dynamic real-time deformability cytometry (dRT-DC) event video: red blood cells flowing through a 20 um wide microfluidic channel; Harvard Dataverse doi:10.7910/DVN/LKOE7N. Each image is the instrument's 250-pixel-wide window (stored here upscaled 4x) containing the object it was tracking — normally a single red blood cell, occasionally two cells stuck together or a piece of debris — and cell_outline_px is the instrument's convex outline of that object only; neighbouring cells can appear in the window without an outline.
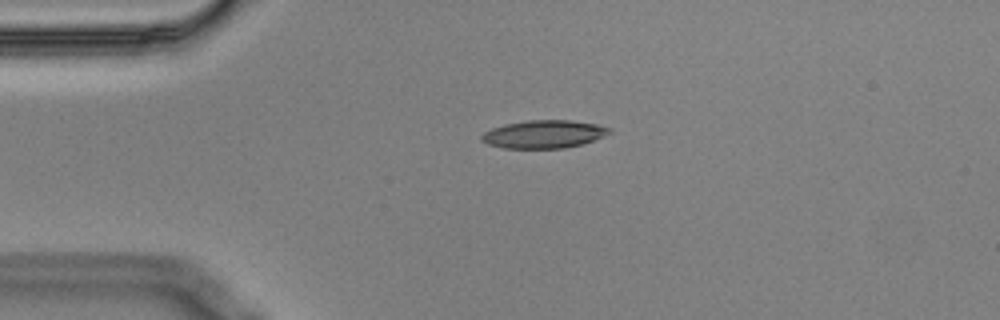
{"species": "Egyptian fruit bat (a non-hibernating species)", "species_latin": "Rousettus aegyptiacus", "temperature_condition": "cold", "stored_images_in_passage": 44, "camera_frame_rate_fps": 3000, "um_per_image_px": 0.085, "animal": {"sex": "male"}, "frame": {"image": 1, "passage_image": 1, "time_ms": 0.0, "image_size_px": [1000, 320], "cell_outline_px": [[612, 132], [604, 136], [580, 144], [564, 148], [504, 148], [488, 144], [480, 140], [480, 136], [484, 132], [492, 128], [504, 124], [528, 120], [568, 120], [596, 124], [612, 128]], "centroid_in_image_um": [46.2, 11.4], "position_along_channel_um": 38.8, "area_um2": 20.75}}
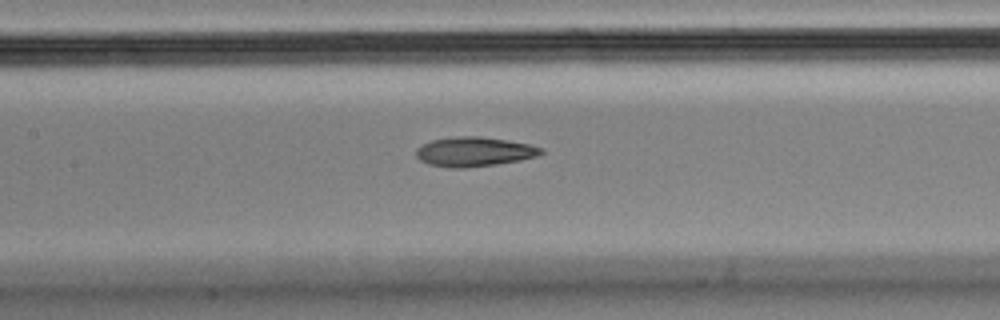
{"frame": {"image": 2, "passage_image": 14, "time_ms": 4.333, "image_size_px": [1000, 320], "cell_outline_px": [[544, 152], [536, 156], [520, 160], [496, 164], [464, 168], [452, 168], [428, 164], [420, 160], [416, 156], [416, 148], [432, 140], [456, 136], [480, 136], [508, 140], [528, 144], [544, 148]], "centroid_in_image_um": [40.3, 12.89], "position_along_channel_um": 167.1, "area_um2": 21.44}}
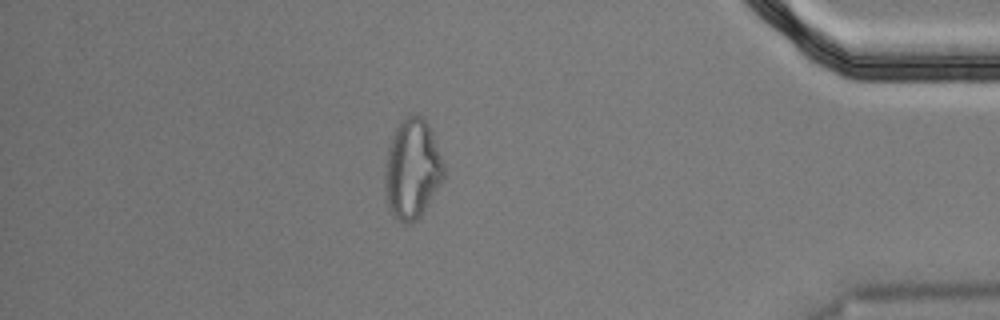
{"frame": {"image": 3, "passage_image": 37, "time_ms": 12.0, "image_size_px": [1000, 320], "cell_outline_px": [[444, 176], [424, 212], [416, 220], [408, 224], [404, 224], [392, 212], [388, 204], [384, 188], [384, 160], [388, 144], [396, 128], [404, 116], [412, 112], [424, 116], [432, 132], [444, 164]], "centroid_in_image_um": [35.02, 14.31], "position_along_channel_um": 400.2, "area_um2": 34.62}, "authors_computed_cell_mechanics": {"area_um2": 21.4727, "velocity_mm_per_s": 3.5522, "shape_relaxation_time_tau1_ms": null, "shape_relaxation_time_tau2_ms": 3.908, "deformation_change_tau1": null, "deformation_change_tau2": 0.1278}}